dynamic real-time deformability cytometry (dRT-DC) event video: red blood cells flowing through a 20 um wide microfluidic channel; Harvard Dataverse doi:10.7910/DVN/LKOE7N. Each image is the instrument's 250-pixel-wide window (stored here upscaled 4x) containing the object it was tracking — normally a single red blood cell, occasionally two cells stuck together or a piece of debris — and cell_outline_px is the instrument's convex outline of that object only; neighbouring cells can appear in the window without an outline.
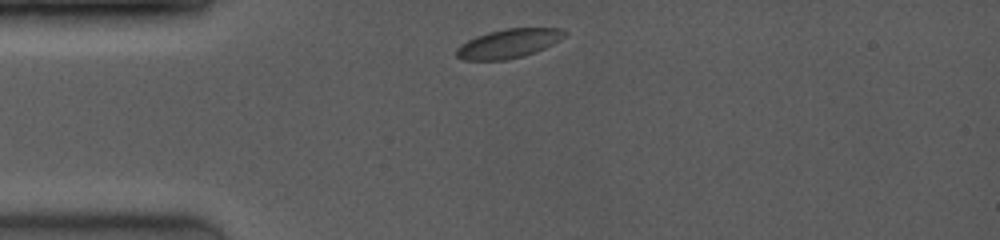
{"species": "common noctule bat (a hibernating species)", "species_latin": "Nyctalus noctula", "temperature_condition": "room temperature", "stored_images_in_passage": 24, "camera_frame_rate_fps": 4000, "um_per_image_px": 0.085, "animal": {"sex": "female", "body_mass_g": 19.0, "forearm_length_mm": 53.3}, "frame": {"image": 1, "passage_image": 1, "time_ms": 0.0, "image_size_px": [1000, 240], "cell_outline_px": [[568, 32], [560, 40], [536, 52], [524, 56], [504, 60], [464, 60], [456, 56], [456, 48], [460, 44], [476, 36], [488, 32], [508, 28], [564, 28]], "centroid_in_image_um": [43.24, 3.69], "position_along_channel_um": 41.8, "area_um2": 18.38}}
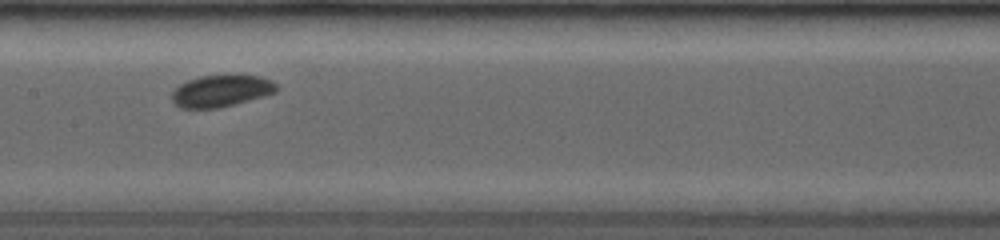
{"frame": {"image": 2, "passage_image": 10, "time_ms": 4.25, "image_size_px": [1000, 240], "cell_outline_px": [[276, 92], [264, 96], [236, 104], [220, 108], [180, 108], [172, 100], [172, 92], [180, 84], [188, 80], [204, 76], [256, 76], [268, 80], [276, 84]], "centroid_in_image_um": [18.77, 7.75], "position_along_channel_um": 188.6, "area_um2": 18.96}}
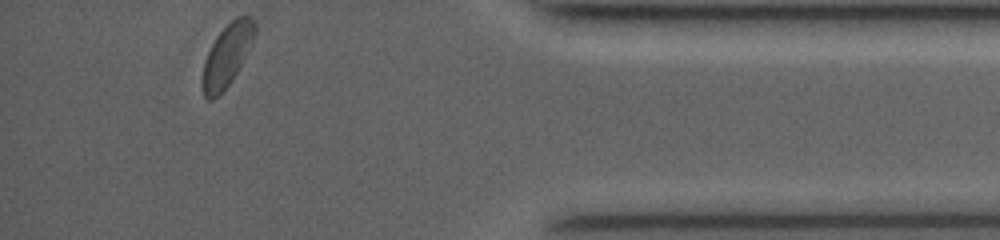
{"frame": {"image": 3, "passage_image": 24, "time_ms": 10.5, "image_size_px": [1000, 240], "cell_outline_px": [[256, 32], [252, 44], [248, 52], [232, 80], [220, 96], [212, 100], [208, 100], [204, 96], [200, 88], [200, 80], [204, 60], [216, 36], [236, 16], [248, 16], [256, 24]], "centroid_in_image_um": [19.26, 4.77], "position_along_channel_um": 415.9, "area_um2": 19.31}, "authors_computed_cell_mechanics": {"area_um2": 18.8428, "velocity_mm_per_s": 4.0169, "shape_relaxation_time_tau1_ms": 1.5938, "shape_relaxation_time_tau2_ms": null, "deformation_change_tau1": 0.047, "deformation_change_tau2": null}}